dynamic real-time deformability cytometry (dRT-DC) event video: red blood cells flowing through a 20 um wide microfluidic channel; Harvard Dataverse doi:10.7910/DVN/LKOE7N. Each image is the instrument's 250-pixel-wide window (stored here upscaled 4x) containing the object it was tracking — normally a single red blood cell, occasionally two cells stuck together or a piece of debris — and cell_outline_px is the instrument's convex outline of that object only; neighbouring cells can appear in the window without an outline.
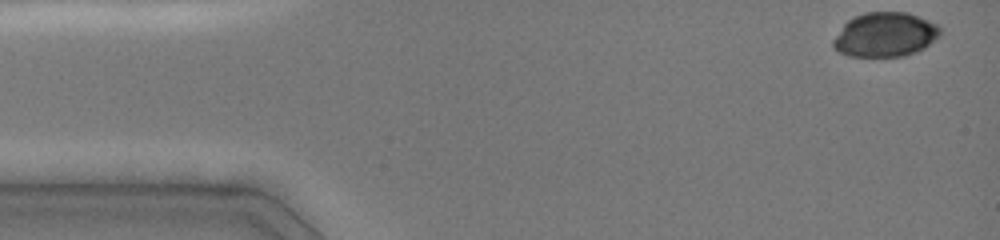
{"species": "common noctule bat (a hibernating species)", "species_latin": "Nyctalus noctula", "temperature_condition": "cold", "stored_images_in_passage": 5, "camera_frame_rate_fps": 3000, "um_per_image_px": 0.085, "animal": {"sex": "female", "body_mass_g": 19.0, "forearm_length_mm": 51.5}, "frame": {"image": 1, "passage_image": 1, "time_ms": 0.0, "image_size_px": [1000, 240], "cell_outline_px": [[940, 36], [924, 48], [916, 52], [904, 56], [848, 56], [840, 52], [832, 44], [832, 40], [844, 24], [852, 16], [864, 12], [908, 12], [940, 24]], "centroid_in_image_um": [75.26, 2.93], "position_along_channel_um": 9.7, "area_um2": 27.86}}
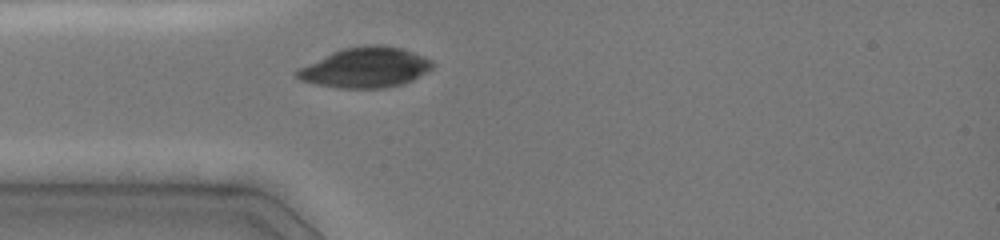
{"frame": {"image": 2, "passage_image": 5, "time_ms": 3.667, "image_size_px": [1000, 240], "cell_outline_px": [[436, 64], [432, 68], [412, 80], [404, 84], [384, 88], [340, 88], [316, 84], [300, 80], [292, 72], [340, 48], [364, 44], [384, 44], [400, 48], [412, 52], [432, 60]], "centroid_in_image_um": [31.07, 5.73], "position_along_channel_um": 53.9, "area_um2": 31.85}}